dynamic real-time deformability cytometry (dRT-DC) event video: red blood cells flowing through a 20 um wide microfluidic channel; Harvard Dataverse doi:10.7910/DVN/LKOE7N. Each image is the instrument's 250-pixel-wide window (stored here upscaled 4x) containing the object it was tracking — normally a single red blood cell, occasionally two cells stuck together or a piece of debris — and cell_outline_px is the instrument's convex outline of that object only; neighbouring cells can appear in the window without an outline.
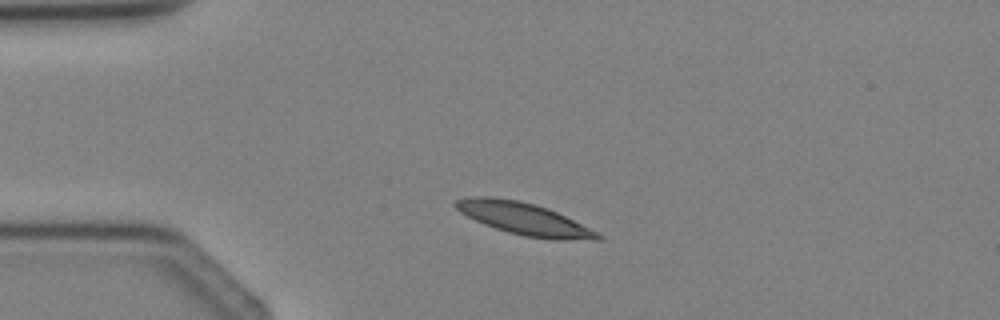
{"species": "Egyptian fruit bat (a non-hibernating species)", "species_latin": "Rousettus aegyptiacus", "temperature_condition": "cold", "stored_images_in_passage": 1, "camera_frame_rate_fps": 3000, "um_per_image_px": 0.085, "animal": {"sex": "female"}, "frame": {"image": 1, "passage_image": 1, "time_ms": 0.0, "image_size_px": [1000, 320], "cell_outline_px": [[604, 236], [600, 240], [552, 240], [524, 236], [508, 232], [484, 224], [460, 212], [452, 204], [456, 200], [472, 196], [492, 196], [520, 200], [548, 208]], "centroid_in_image_um": [44.52, 18.59], "position_along_channel_um": 40.5, "area_um2": 26.47}}